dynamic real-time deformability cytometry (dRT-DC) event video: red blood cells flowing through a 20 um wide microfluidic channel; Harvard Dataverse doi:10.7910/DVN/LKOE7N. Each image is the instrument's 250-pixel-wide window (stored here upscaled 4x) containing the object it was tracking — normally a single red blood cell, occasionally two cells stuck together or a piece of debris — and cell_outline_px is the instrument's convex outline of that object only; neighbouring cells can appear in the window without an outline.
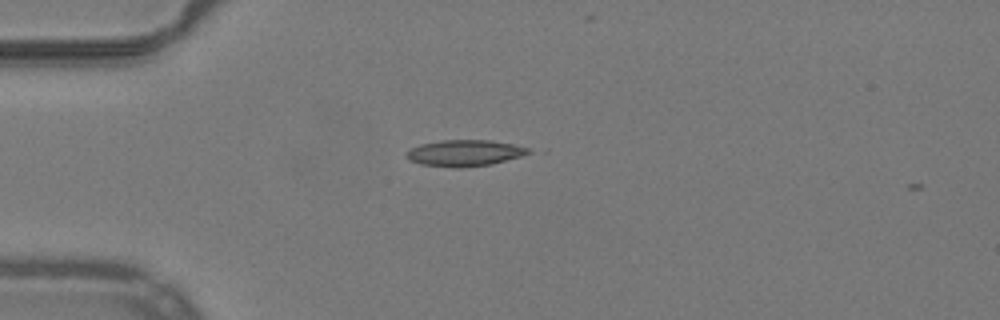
{"species": "common noctule bat (a hibernating species)", "species_latin": "Nyctalus noctula", "temperature_condition": "warm", "stored_images_in_passage": 3, "camera_frame_rate_fps": 3000, "um_per_image_px": 0.085, "animal": {"sex": "male", "body_mass_g": 19.2, "forearm_length_mm": 51.8}, "frame": {"image": 1, "passage_image": 1, "time_ms": 0.0, "image_size_px": [1000, 320], "cell_outline_px": [[532, 152], [520, 156], [492, 164], [460, 168], [456, 168], [420, 164], [408, 160], [404, 156], [404, 152], [420, 144], [440, 140], [492, 140], [512, 144], [528, 148]], "centroid_in_image_um": [39.43, 13.01], "position_along_channel_um": 45.6, "area_um2": 18.79}}